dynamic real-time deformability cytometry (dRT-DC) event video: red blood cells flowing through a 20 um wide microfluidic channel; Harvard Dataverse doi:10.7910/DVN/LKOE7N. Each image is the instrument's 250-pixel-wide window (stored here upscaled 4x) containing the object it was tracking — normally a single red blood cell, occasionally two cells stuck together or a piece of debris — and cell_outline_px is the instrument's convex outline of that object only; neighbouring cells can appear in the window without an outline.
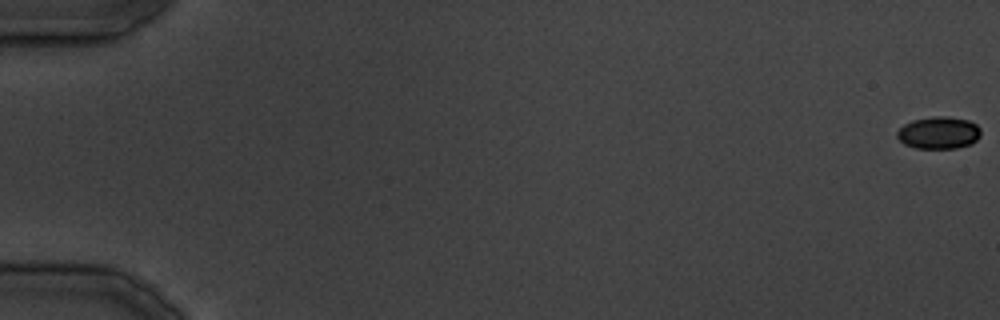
{"species": "common noctule bat (a hibernating species)", "species_latin": "Nyctalus noctula", "temperature_condition": "cold", "stored_images_in_passage": 15, "camera_frame_rate_fps": 3000, "um_per_image_px": 0.085, "animal": {"sex": "male", "body_mass_g": 19.5, "forearm_length_mm": 54.6}, "frame": {"image": 1, "passage_image": 1, "time_ms": 0.0, "image_size_px": [1000, 320], "cell_outline_px": [[980, 136], [972, 144], [956, 148], [916, 148], [904, 144], [896, 136], [896, 132], [904, 124], [912, 120], [932, 116], [944, 116], [968, 120], [976, 124], [980, 128]], "centroid_in_image_um": [79.79, 11.28], "position_along_channel_um": 5.2, "area_um2": 15.78}}
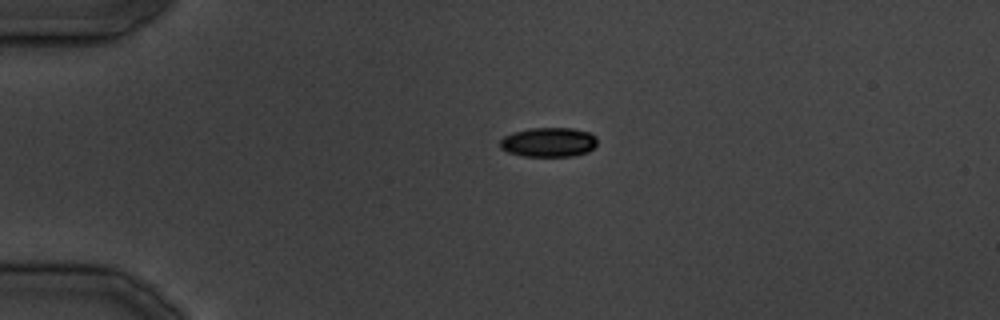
{"frame": {"image": 2, "passage_image": 10, "time_ms": 11.0, "image_size_px": [1000, 320], "cell_outline_px": [[596, 144], [588, 152], [572, 156], [524, 156], [508, 152], [500, 148], [500, 140], [504, 136], [512, 132], [528, 128], [572, 128], [588, 132], [596, 136]], "centroid_in_image_um": [46.61, 12.08], "position_along_channel_um": 38.4, "area_um2": 16.7}}